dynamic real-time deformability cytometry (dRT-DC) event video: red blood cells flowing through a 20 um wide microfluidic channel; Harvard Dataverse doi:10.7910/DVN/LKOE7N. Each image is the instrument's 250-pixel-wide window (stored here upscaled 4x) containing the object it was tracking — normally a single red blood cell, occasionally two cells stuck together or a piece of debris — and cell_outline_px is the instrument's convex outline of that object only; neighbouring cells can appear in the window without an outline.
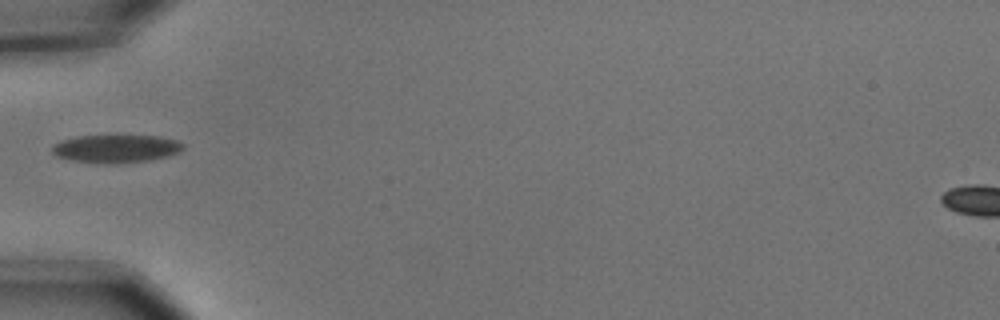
{"species": "common noctule bat (a hibernating species)", "species_latin": "Nyctalus noctula", "temperature_condition": "cold", "stored_images_in_passage": 1, "camera_frame_rate_fps": 3000, "um_per_image_px": 0.085, "animal": {"sex": "male", "body_mass_g": 15.6}, "frame": {"image": 1, "passage_image": 1, "time_ms": 0.0, "image_size_px": [1000, 320], "cell_outline_px": [[184, 148], [168, 156], [148, 160], [116, 164], [112, 164], [72, 160], [56, 156], [52, 152], [52, 144], [60, 140], [76, 136], [160, 136], [180, 140], [184, 144]], "centroid_in_image_um": [9.85, 12.63], "position_along_channel_um": 75.1, "area_um2": 21.39}}